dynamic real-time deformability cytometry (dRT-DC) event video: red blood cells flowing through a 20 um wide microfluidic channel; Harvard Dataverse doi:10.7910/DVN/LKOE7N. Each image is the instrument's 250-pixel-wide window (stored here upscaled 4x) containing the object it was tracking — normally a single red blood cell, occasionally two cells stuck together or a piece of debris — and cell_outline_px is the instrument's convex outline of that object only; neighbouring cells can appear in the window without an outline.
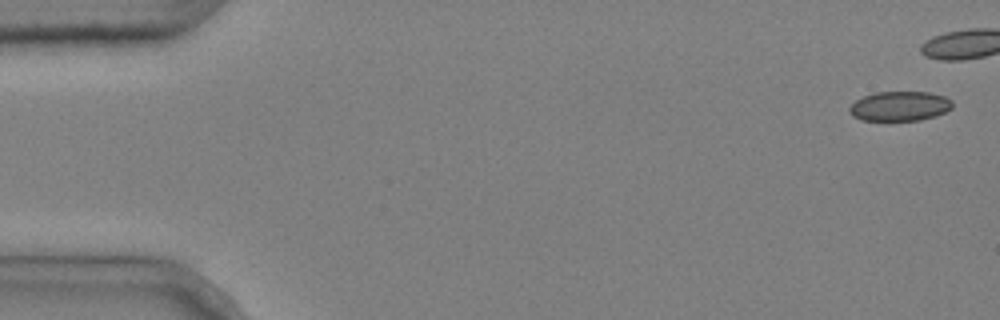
{"species": "common noctule bat (a hibernating species)", "species_latin": "Nyctalus noctula", "temperature_condition": "cold", "stored_images_in_passage": 5, "camera_frame_rate_fps": 3000, "um_per_image_px": 0.085, "animal": {"sex": "male", "body_mass_g": 20.4}, "frame": {"image": 1, "passage_image": 1, "time_ms": 0.0, "image_size_px": [1000, 320], "cell_outline_px": [[952, 108], [936, 116], [920, 120], [860, 120], [852, 116], [848, 112], [848, 108], [856, 100], [864, 96], [876, 92], [928, 92], [944, 96], [952, 100]], "centroid_in_image_um": [76.46, 9.02], "position_along_channel_um": 8.5, "area_um2": 17.8}}